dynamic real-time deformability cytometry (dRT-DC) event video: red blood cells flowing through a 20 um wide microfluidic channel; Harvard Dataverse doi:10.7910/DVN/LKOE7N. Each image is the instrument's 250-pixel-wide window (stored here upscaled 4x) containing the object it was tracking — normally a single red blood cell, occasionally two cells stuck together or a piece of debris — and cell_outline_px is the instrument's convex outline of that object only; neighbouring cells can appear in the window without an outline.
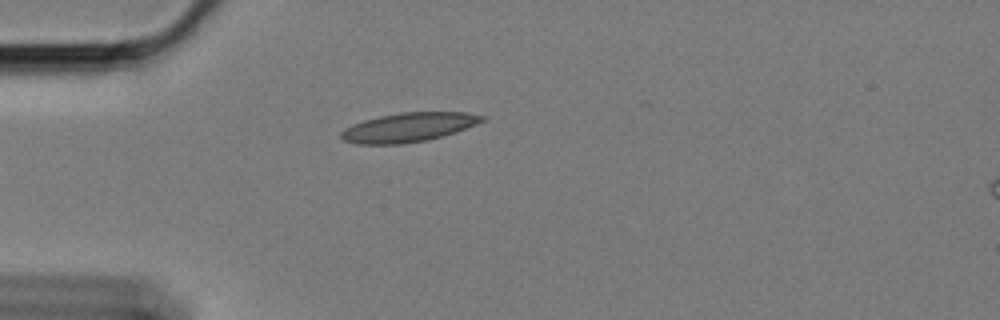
{"species": "Egyptian fruit bat (a non-hibernating species)", "species_latin": "Rousettus aegyptiacus", "temperature_condition": "cold", "stored_images_in_passage": 18, "camera_frame_rate_fps": 3000, "um_per_image_px": 0.085, "animal": {"sex": "female"}, "frame": {"image": 1, "passage_image": 1, "time_ms": 0.0, "image_size_px": [1000, 320], "cell_outline_px": [[488, 120], [456, 132], [424, 140], [400, 144], [356, 144], [344, 140], [340, 136], [340, 132], [344, 128], [352, 124], [364, 120], [380, 116], [400, 112], [468, 112], [488, 116]], "centroid_in_image_um": [34.76, 10.8], "position_along_channel_um": 50.2, "area_um2": 24.04}}
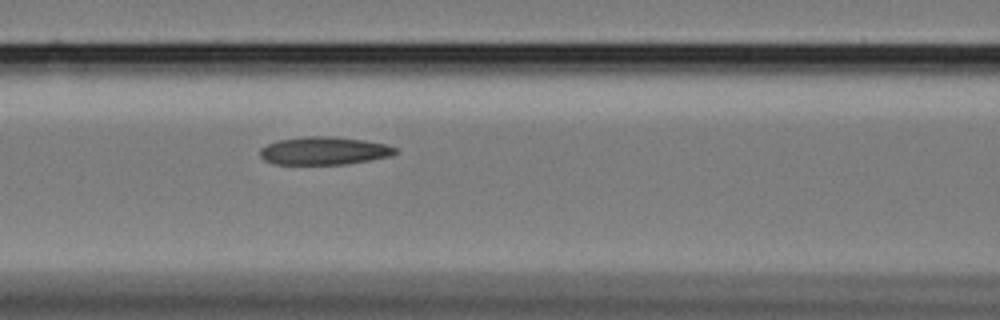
{"frame": {"image": 2, "passage_image": 10, "time_ms": 3.0, "image_size_px": [1000, 320], "cell_outline_px": [[400, 152], [392, 156], [348, 164], [272, 164], [264, 160], [260, 156], [260, 148], [276, 140], [304, 136], [332, 136], [364, 140], [384, 144], [396, 148]], "centroid_in_image_um": [27.54, 12.81], "position_along_channel_um": 139.1, "area_um2": 22.25}}
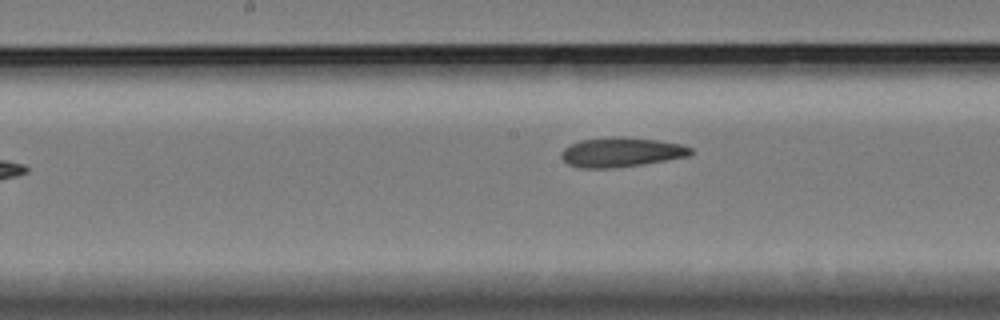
{"frame": {"image": 3, "passage_image": 15, "time_ms": 4.667, "image_size_px": [1000, 320], "cell_outline_px": [[696, 152], [688, 156], [640, 164], [612, 168], [580, 168], [568, 164], [560, 156], [560, 152], [564, 148], [580, 140], [612, 136], [624, 136], [656, 140], [684, 144], [692, 148]], "centroid_in_image_um": [52.81, 12.92], "position_along_channel_um": 195.4, "area_um2": 22.37}}